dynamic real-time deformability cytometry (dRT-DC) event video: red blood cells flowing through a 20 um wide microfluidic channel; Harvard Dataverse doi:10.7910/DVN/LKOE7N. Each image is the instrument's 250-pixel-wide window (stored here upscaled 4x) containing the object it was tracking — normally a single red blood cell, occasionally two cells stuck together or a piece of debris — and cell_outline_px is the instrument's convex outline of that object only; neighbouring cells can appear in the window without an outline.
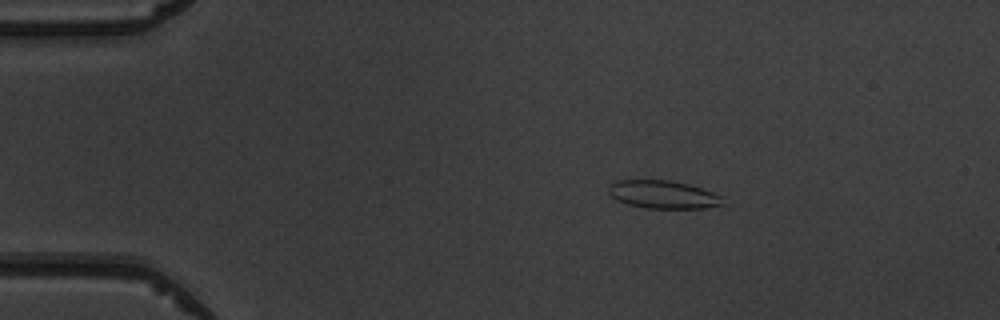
{"species": "common noctule bat (a hibernating species)", "species_latin": "Nyctalus noctula", "temperature_condition": "warm", "stored_images_in_passage": 4, "camera_frame_rate_fps": 3000, "um_per_image_px": 0.085, "animal": {"sex": "male", "body_mass_g": 19.5, "forearm_length_mm": 54.6}, "frame": {"image": 1, "passage_image": 1, "time_ms": 0.0, "image_size_px": [1000, 320], "cell_outline_px": [[724, 204], [704, 208], [644, 208], [628, 204], [616, 200], [608, 192], [608, 188], [616, 180], [672, 180], [688, 184], [724, 196]], "centroid_in_image_um": [56.38, 16.53], "position_along_channel_um": 28.6, "area_um2": 18.67}}